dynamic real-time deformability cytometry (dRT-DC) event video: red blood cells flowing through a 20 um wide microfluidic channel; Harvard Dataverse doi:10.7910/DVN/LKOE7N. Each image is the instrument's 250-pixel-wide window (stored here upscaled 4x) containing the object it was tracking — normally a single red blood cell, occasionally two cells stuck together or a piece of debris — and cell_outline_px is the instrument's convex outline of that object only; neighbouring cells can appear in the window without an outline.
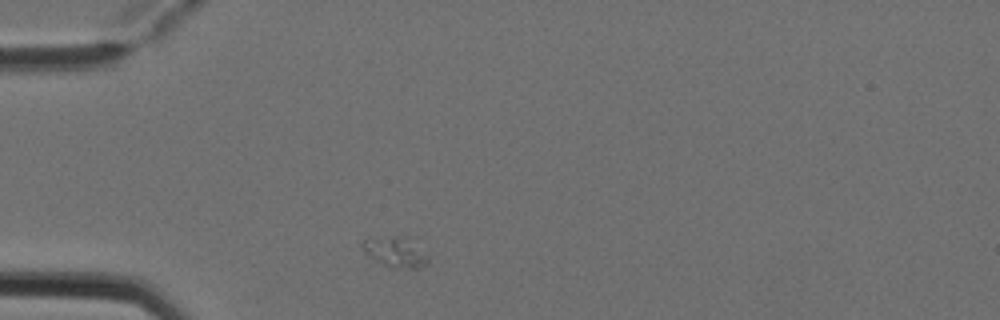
{"species": "Egyptian fruit bat (a non-hibernating species)", "species_latin": "Rousettus aegyptiacus", "temperature_condition": "cold", "stored_images_in_passage": 2, "camera_frame_rate_fps": 3000, "um_per_image_px": 0.085, "animal": {"sex": "female"}, "frame": {"image": 1, "passage_image": 1, "time_ms": 0.0, "image_size_px": [1000, 320], "cell_outline_px": [[428, 260], [420, 268], [388, 268], [376, 260], [360, 244], [368, 236], [408, 236], [428, 256]], "centroid_in_image_um": [33.61, 21.39], "position_along_channel_um": 51.4, "area_um2": 11.62}}